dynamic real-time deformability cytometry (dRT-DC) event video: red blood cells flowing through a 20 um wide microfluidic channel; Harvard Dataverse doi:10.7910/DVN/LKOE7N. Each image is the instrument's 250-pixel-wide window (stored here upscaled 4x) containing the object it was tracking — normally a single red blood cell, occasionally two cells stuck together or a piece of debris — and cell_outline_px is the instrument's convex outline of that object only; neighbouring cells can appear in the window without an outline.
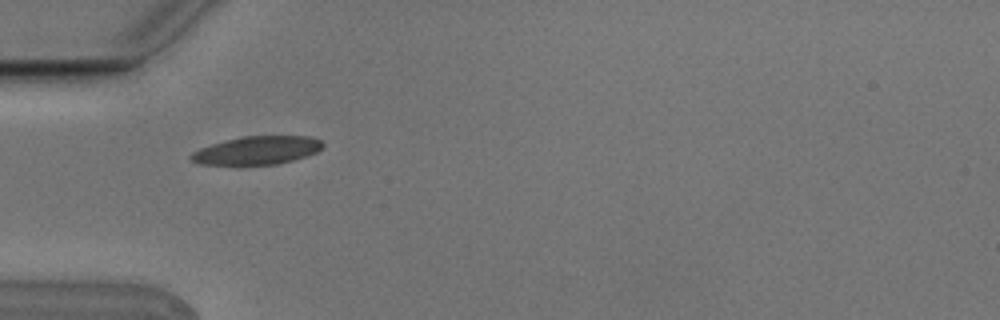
{"species": "Egyptian fruit bat (a non-hibernating species)", "species_latin": "Rousettus aegyptiacus", "temperature_condition": "cold", "stored_images_in_passage": 5, "camera_frame_rate_fps": 3000, "um_per_image_px": 0.085, "animal": {"sex": "male"}, "frame": {"image": 1, "passage_image": 1, "time_ms": 0.0, "image_size_px": [1000, 320], "cell_outline_px": [[324, 144], [316, 152], [292, 160], [276, 164], [196, 164], [188, 156], [192, 152], [200, 148], [212, 144], [244, 136], [308, 136], [320, 140]], "centroid_in_image_um": [21.82, 12.77], "position_along_channel_um": 63.2, "area_um2": 21.27}}
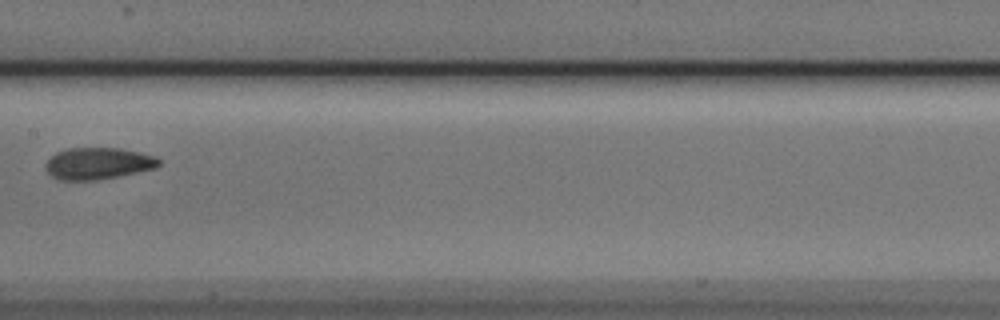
{"frame": {"image": 2, "passage_image": 4, "time_ms": 1.0, "image_size_px": [1000, 320], "cell_outline_px": [[160, 164], [156, 168], [96, 180], [60, 180], [52, 176], [44, 168], [44, 164], [56, 152], [68, 148], [120, 148], [140, 152], [156, 156], [160, 160]], "centroid_in_image_um": [8.33, 13.88], "position_along_channel_um": 199.1, "area_um2": 20.92}}
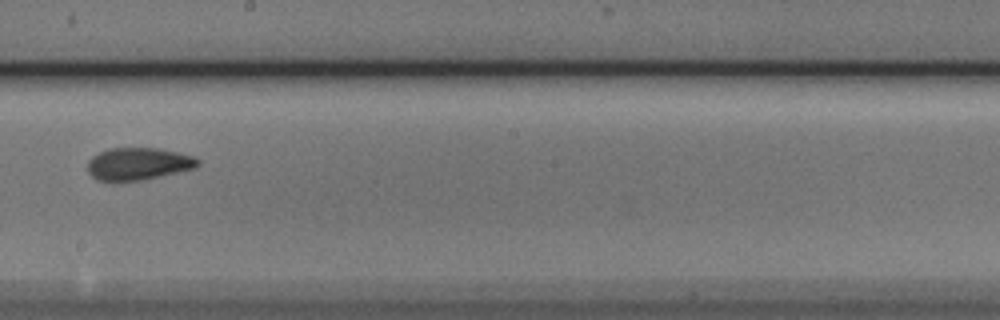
{"frame": {"image": 3, "passage_image": 5, "time_ms": 1.333, "image_size_px": [1000, 320], "cell_outline_px": [[200, 164], [196, 168], [160, 176], [140, 180], [96, 180], [88, 172], [88, 160], [92, 156], [108, 148], [156, 148], [176, 152], [192, 156], [200, 160]], "centroid_in_image_um": [11.75, 13.91], "position_along_channel_um": 236.4, "area_um2": 20.58}}